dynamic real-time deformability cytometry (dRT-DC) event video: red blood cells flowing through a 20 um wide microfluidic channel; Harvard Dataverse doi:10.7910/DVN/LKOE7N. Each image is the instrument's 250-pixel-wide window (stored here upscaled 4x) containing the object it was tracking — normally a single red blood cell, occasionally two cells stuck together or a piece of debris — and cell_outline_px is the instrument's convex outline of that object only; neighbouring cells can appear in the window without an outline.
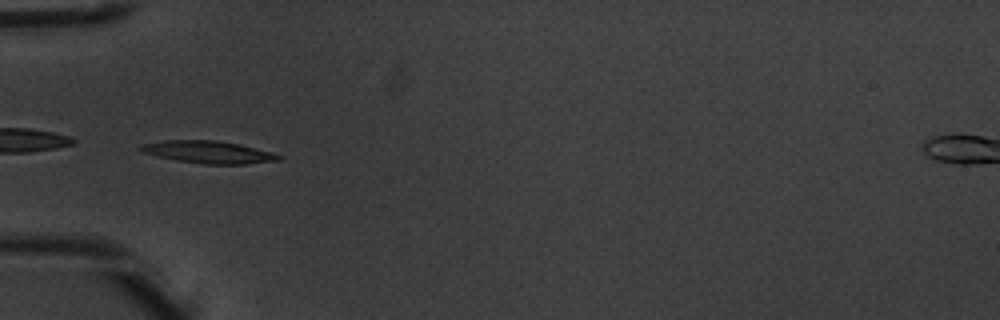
{"species": "common noctule bat (a hibernating species)", "species_latin": "Nyctalus noctula", "temperature_condition": "warm", "stored_images_in_passage": 8, "camera_frame_rate_fps": 3000, "um_per_image_px": 0.085, "animal": {"sex": "male", "body_mass_g": 20.1, "forearm_length_mm": 53.5}, "frame": {"image": 1, "passage_image": 5, "time_ms": 1.333, "image_size_px": [1000, 320], "cell_outline_px": [[284, 156], [280, 160], [244, 164], [204, 164], [176, 160], [156, 156], [144, 152], [136, 148], [140, 144], [164, 140], [216, 140], [236, 144], [272, 152]], "centroid_in_image_um": [17.68, 12.93], "position_along_channel_um": 67.3, "area_um2": 17.92}}
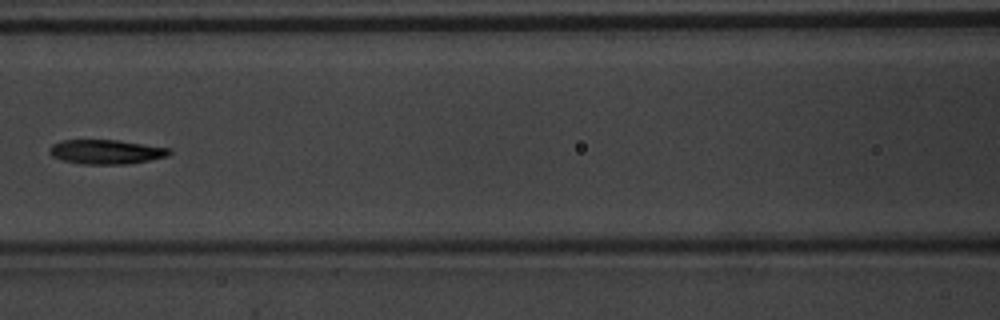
{"frame": {"image": 2, "passage_image": 7, "time_ms": 2.0, "image_size_px": [1000, 320], "cell_outline_px": [[172, 152], [168, 156], [128, 164], [80, 164], [64, 160], [52, 156], [48, 152], [52, 144], [64, 140], [116, 140], [172, 148]], "centroid_in_image_um": [9.04, 12.9], "position_along_channel_um": 157.6, "area_um2": 16.99}}
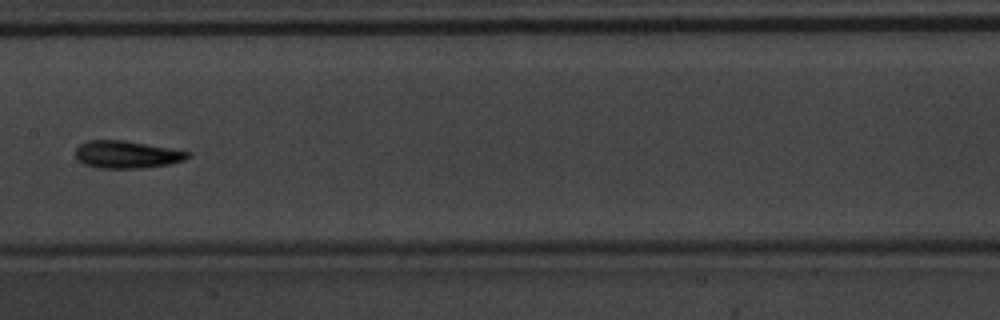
{"frame": {"image": 3, "passage_image": 8, "time_ms": 2.333, "image_size_px": [1000, 320], "cell_outline_px": [[192, 156], [184, 160], [168, 164], [140, 168], [96, 168], [84, 164], [76, 156], [76, 148], [80, 144], [88, 140], [124, 140], [192, 152]], "centroid_in_image_um": [10.79, 13.13], "position_along_channel_um": 196.6, "area_um2": 17.92}}